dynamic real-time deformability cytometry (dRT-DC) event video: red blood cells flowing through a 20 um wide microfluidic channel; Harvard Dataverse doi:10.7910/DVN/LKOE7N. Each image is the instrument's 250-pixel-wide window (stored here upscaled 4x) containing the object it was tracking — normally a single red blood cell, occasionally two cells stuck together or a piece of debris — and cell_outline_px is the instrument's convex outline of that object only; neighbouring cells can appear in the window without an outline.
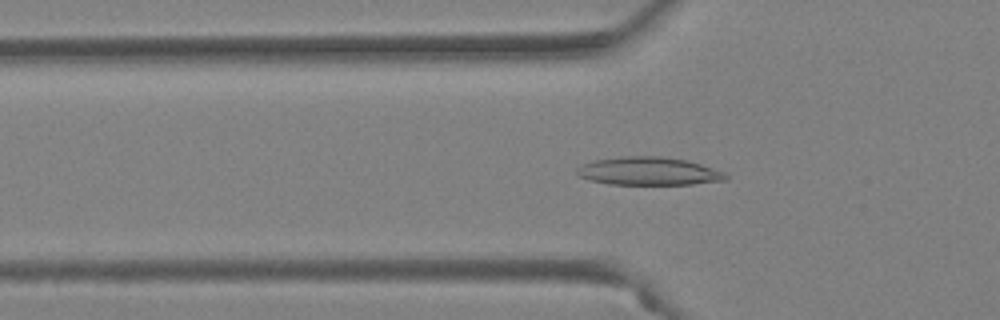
{"species": "Egyptian fruit bat (a non-hibernating species)", "species_latin": "Rousettus aegyptiacus", "temperature_condition": "warm", "stored_images_in_passage": 51, "camera_frame_rate_fps": 3000, "um_per_image_px": 0.085, "animal": {"sex": "female"}, "frame": {"image": 1, "passage_image": 18, "time_ms": 5.667, "image_size_px": [1000, 320], "cell_outline_px": [[728, 180], [692, 184], [608, 184], [588, 180], [580, 176], [576, 172], [576, 168], [592, 160], [620, 156], [660, 156], [688, 160], [724, 172], [728, 176]], "centroid_in_image_um": [55.12, 14.54], "position_along_channel_um": 70.7, "area_um2": 24.45}}
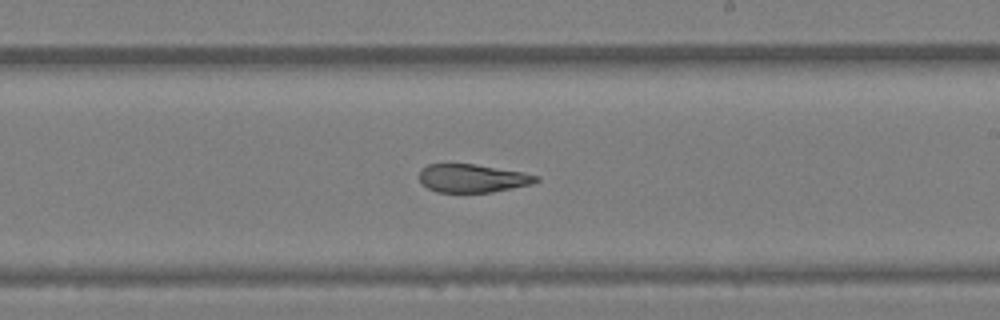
{"frame": {"image": 2, "passage_image": 31, "time_ms": 10.0, "image_size_px": [1000, 320], "cell_outline_px": [[540, 180], [532, 184], [492, 192], [436, 192], [428, 188], [420, 180], [420, 168], [428, 164], [476, 164], [524, 172], [540, 176]], "centroid_in_image_um": [40.19, 15.14], "position_along_channel_um": 248.8, "area_um2": 19.31}}
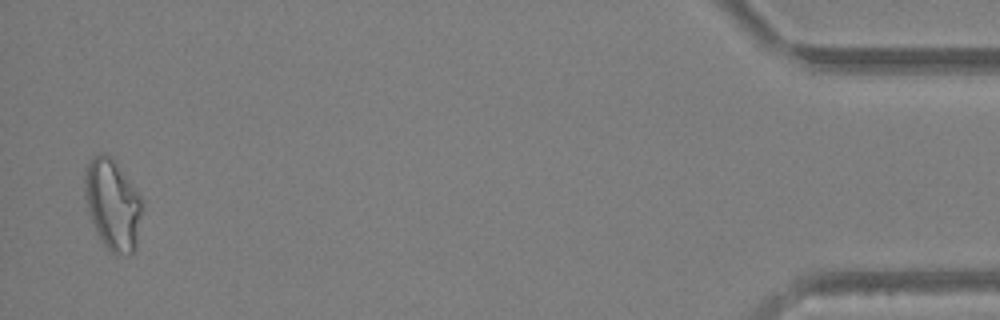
{"frame": {"image": 3, "passage_image": 50, "time_ms": 16.333, "image_size_px": [1000, 320], "cell_outline_px": [[140, 212], [136, 248], [132, 252], [116, 256], [104, 244], [96, 232], [84, 200], [84, 176], [88, 160], [100, 152], [104, 152], [112, 156], [116, 160], [140, 196]], "centroid_in_image_um": [9.52, 17.32], "position_along_channel_um": 425.7, "area_um2": 30.29}, "authors_computed_cell_mechanics": {"area_um2": 23.987, "velocity_mm_per_s": 4.121, "shape_relaxation_time_tau1_ms": null, "shape_relaxation_time_tau2_ms": 2.6037, "deformation_change_tau1": null, "deformation_change_tau2": 0.1007}}